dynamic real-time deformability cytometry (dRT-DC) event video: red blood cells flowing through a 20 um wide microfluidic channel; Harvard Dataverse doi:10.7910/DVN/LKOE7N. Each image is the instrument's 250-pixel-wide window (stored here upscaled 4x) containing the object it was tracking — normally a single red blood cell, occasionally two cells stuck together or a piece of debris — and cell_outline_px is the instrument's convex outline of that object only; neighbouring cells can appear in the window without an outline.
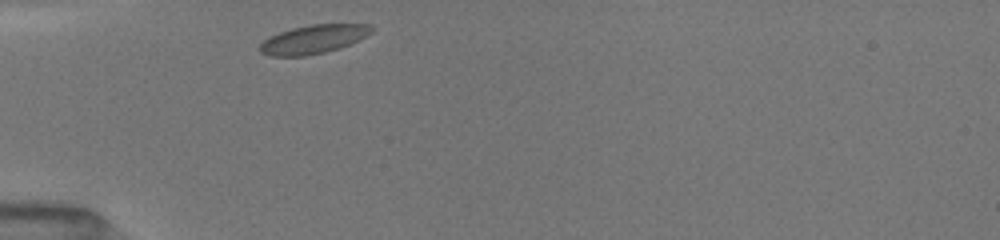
{"species": "common noctule bat (a hibernating species)", "species_latin": "Nyctalus noctula", "temperature_condition": "room temperature", "stored_images_in_passage": 13, "camera_frame_rate_fps": 3000, "um_per_image_px": 0.085, "animal": {"sex": "female", "body_mass_g": 19.5, "forearm_length_mm": 54.1}, "frame": {"image": 1, "passage_image": 1, "time_ms": 0.0, "image_size_px": [1000, 240], "cell_outline_px": [[372, 32], [348, 44], [324, 52], [304, 56], [272, 56], [260, 52], [260, 44], [264, 40], [280, 32], [292, 28], [312, 24], [368, 24], [372, 28]], "centroid_in_image_um": [26.6, 3.33], "position_along_channel_um": 58.4, "area_um2": 18.15}}
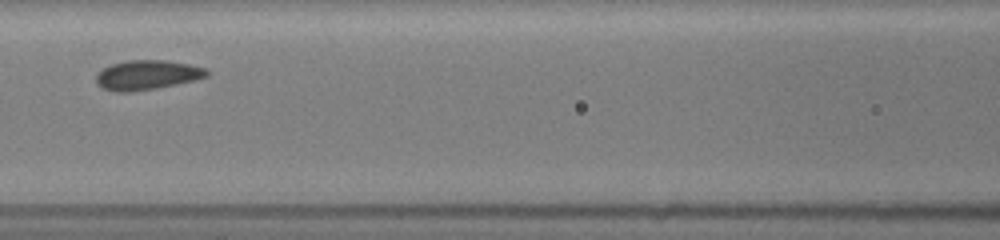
{"frame": {"image": 2, "passage_image": 9, "time_ms": 2.667, "image_size_px": [1000, 240], "cell_outline_px": [[208, 76], [196, 80], [156, 88], [132, 92], [116, 92], [100, 88], [96, 84], [96, 76], [104, 68], [112, 64], [128, 60], [164, 60], [188, 64], [204, 68], [208, 72]], "centroid_in_image_um": [12.48, 6.39], "position_along_channel_um": 154.1, "area_um2": 19.02}}
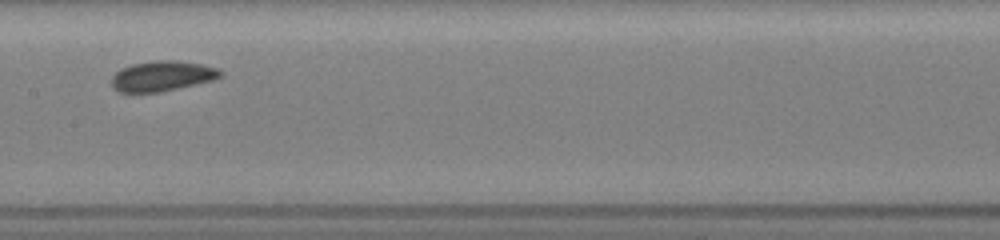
{"frame": {"image": 3, "passage_image": 12, "time_ms": 3.667, "image_size_px": [1000, 240], "cell_outline_px": [[224, 72], [220, 76], [212, 80], [176, 88], [156, 92], [120, 92], [112, 84], [112, 76], [120, 68], [132, 64], [152, 60], [180, 60], [200, 64], [216, 68]], "centroid_in_image_um": [13.77, 6.44], "position_along_channel_um": 193.6, "area_um2": 18.9}}